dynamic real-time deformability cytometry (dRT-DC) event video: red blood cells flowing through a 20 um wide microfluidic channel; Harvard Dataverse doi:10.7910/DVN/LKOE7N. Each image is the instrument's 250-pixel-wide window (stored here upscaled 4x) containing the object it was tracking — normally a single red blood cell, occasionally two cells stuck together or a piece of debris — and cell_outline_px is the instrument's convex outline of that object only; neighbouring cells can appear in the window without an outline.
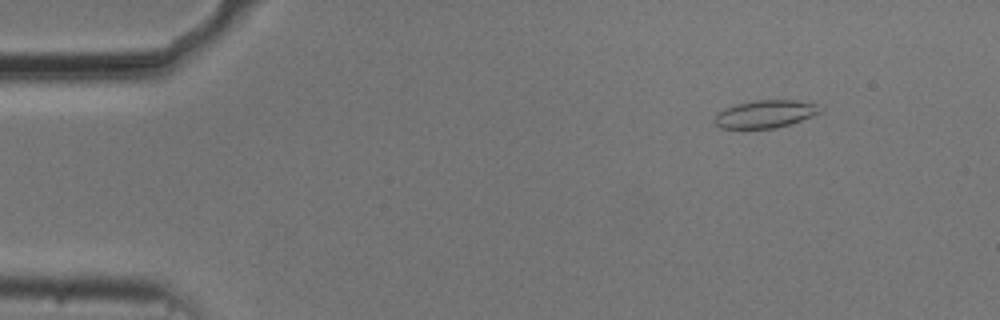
{"species": "common noctule bat (a hibernating species)", "species_latin": "Nyctalus noctula", "temperature_condition": "cold", "stored_images_in_passage": 49, "camera_frame_rate_fps": 3000, "um_per_image_px": 0.085, "animal": {"sex": "male", "body_mass_g": 20.5, "forearm_length_mm": 52.5}, "frame": {"image": 1, "passage_image": 1, "time_ms": 0.0, "image_size_px": [1000, 320], "cell_outline_px": [[820, 112], [812, 116], [776, 128], [720, 128], [716, 124], [716, 112], [724, 108], [736, 104], [756, 100], [796, 100], [816, 104]], "centroid_in_image_um": [65.0, 9.68], "position_along_channel_um": 20.0, "area_um2": 16.7}}
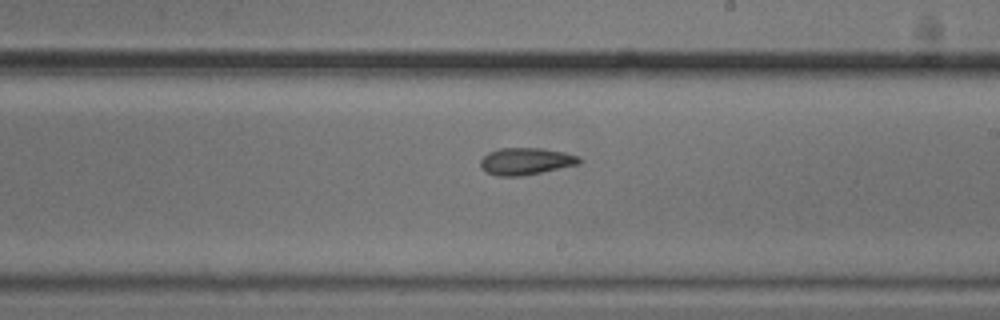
{"frame": {"image": 2, "passage_image": 26, "time_ms": 8.333, "image_size_px": [1000, 320], "cell_outline_px": [[580, 164], [524, 176], [496, 176], [484, 172], [480, 168], [480, 160], [488, 152], [500, 148], [540, 148], [564, 152], [580, 156]], "centroid_in_image_um": [44.67, 13.72], "position_along_channel_um": 244.3, "area_um2": 15.78}}
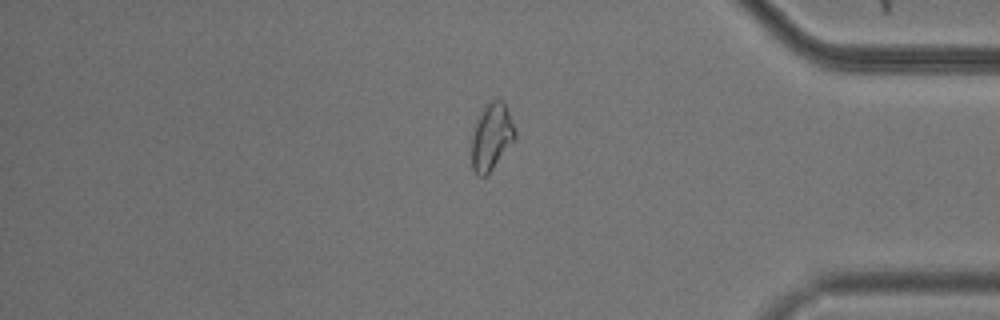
{"frame": {"image": 3, "passage_image": 40, "time_ms": 13.0, "image_size_px": [1000, 320], "cell_outline_px": [[516, 140], [492, 168], [484, 176], [480, 176], [472, 168], [472, 136], [476, 120], [484, 108], [492, 100], [500, 100], [504, 104], [508, 112], [516, 132]], "centroid_in_image_um": [41.79, 11.64], "position_along_channel_um": 393.4, "area_um2": 16.47}, "authors_computed_cell_mechanics": {"area_um2": 16.4152, "velocity_mm_per_s": 3.7211, "shape_relaxation_time_tau1_ms": null, "shape_relaxation_time_tau2_ms": 2.3723, "deformation_change_tau1": null, "deformation_change_tau2": 0.0799}}